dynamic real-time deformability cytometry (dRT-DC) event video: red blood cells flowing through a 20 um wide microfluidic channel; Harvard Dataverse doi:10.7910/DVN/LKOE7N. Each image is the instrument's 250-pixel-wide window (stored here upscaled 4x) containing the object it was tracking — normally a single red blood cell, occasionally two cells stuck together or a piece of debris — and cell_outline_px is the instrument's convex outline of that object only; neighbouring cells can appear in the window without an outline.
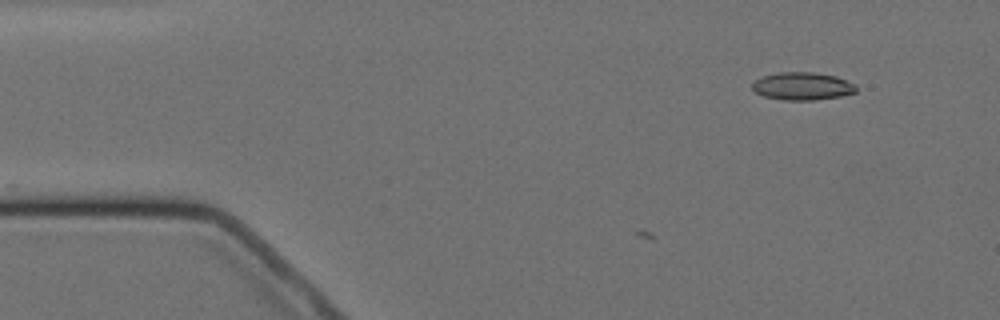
{"species": "Egyptian fruit bat (a non-hibernating species)", "species_latin": "Rousettus aegyptiacus", "temperature_condition": "cold", "stored_images_in_passage": 2, "camera_frame_rate_fps": 3000, "um_per_image_px": 0.085, "animal": {"sex": "female"}, "frame": {"image": 1, "passage_image": 2, "time_ms": 1.0, "image_size_px": [1000, 320], "cell_outline_px": [[856, 92], [840, 96], [816, 100], [784, 100], [764, 96], [756, 92], [752, 88], [752, 84], [756, 80], [764, 76], [780, 72], [812, 72], [836, 76], [856, 84]], "centroid_in_image_um": [68.23, 7.32], "position_along_channel_um": 16.8, "area_um2": 16.7}}